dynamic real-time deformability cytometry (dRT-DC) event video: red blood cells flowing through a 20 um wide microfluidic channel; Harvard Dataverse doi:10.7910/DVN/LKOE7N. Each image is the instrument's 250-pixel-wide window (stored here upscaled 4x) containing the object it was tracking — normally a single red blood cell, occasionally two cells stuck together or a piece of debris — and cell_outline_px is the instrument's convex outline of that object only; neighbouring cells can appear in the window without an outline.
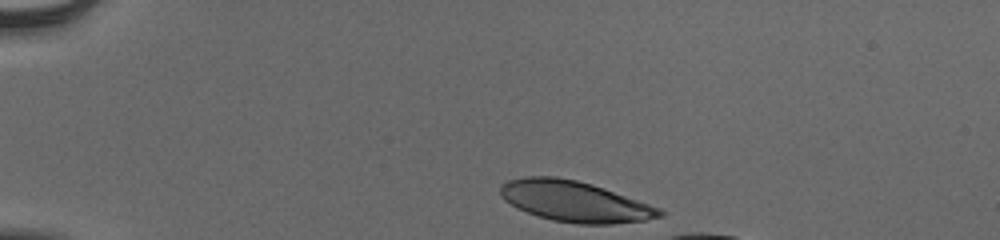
{"species": "human", "species_latin": "Homo sapiens", "temperature_condition": "cold", "stored_images_in_passage": 11, "camera_frame_rate_fps": 3000, "um_per_image_px": 0.085, "donor": {"sex": "male"}, "frame": {"image": 1, "passage_image": 1, "time_ms": 0.0, "image_size_px": [1000, 240], "cell_outline_px": [[664, 216], [644, 220], [612, 224], [576, 224], [552, 220], [516, 208], [504, 200], [500, 196], [500, 184], [508, 180], [524, 176], [556, 176], [576, 180], [592, 184], [604, 188], [660, 208], [664, 212]], "centroid_in_image_um": [48.82, 17.11], "position_along_channel_um": 36.2, "area_um2": 37.8}}
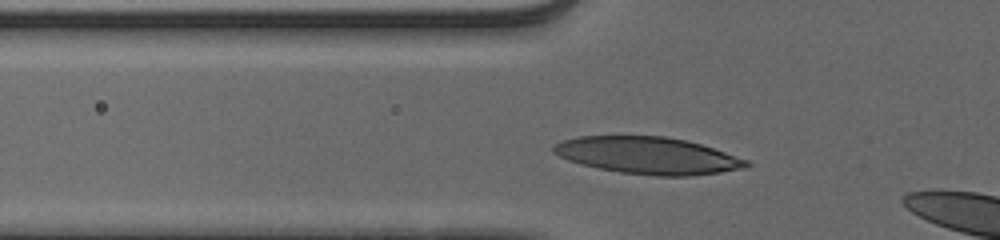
{"frame": {"image": 2, "passage_image": 9, "time_ms": 2.667, "image_size_px": [1000, 240], "cell_outline_px": [[752, 164], [744, 168], [720, 172], [692, 176], [656, 176], [620, 172], [580, 164], [568, 160], [552, 152], [552, 144], [560, 140], [580, 136], [668, 136], [688, 140], [748, 160]], "centroid_in_image_um": [55.04, 13.21], "position_along_channel_um": 70.8, "area_um2": 41.67}}